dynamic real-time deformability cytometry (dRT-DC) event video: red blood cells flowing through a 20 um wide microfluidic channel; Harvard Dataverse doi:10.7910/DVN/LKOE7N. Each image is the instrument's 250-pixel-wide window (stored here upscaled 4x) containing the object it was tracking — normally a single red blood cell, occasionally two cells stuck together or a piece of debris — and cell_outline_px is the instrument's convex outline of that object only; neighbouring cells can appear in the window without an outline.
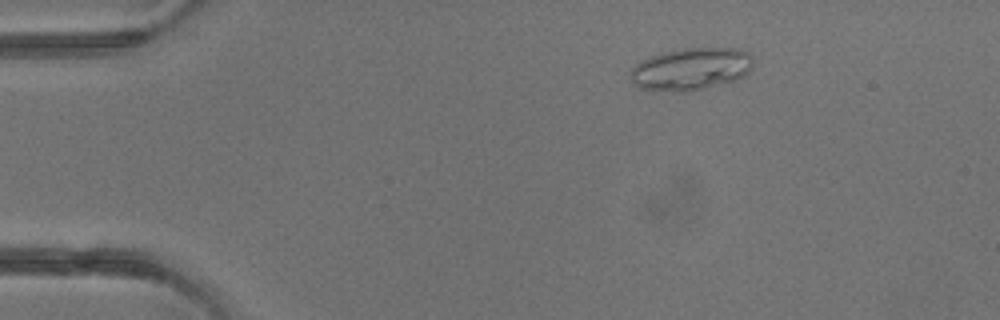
{"species": "common noctule bat (a hibernating species)", "species_latin": "Nyctalus noctula", "temperature_condition": "warm", "stored_images_in_passage": 4, "camera_frame_rate_fps": 3000, "um_per_image_px": 0.085, "animal": {"sex": "male", "body_mass_g": 13.3}, "frame": {"image": 1, "passage_image": 2, "time_ms": 1.333, "image_size_px": [1000, 320], "cell_outline_px": [[752, 68], [744, 76], [736, 80], [688, 92], [676, 92], [640, 88], [632, 84], [632, 68], [640, 60], [660, 52], [684, 48], [732, 48], [748, 52], [752, 56]], "centroid_in_image_um": [58.73, 5.86], "position_along_channel_um": 26.3, "area_um2": 30.4}}